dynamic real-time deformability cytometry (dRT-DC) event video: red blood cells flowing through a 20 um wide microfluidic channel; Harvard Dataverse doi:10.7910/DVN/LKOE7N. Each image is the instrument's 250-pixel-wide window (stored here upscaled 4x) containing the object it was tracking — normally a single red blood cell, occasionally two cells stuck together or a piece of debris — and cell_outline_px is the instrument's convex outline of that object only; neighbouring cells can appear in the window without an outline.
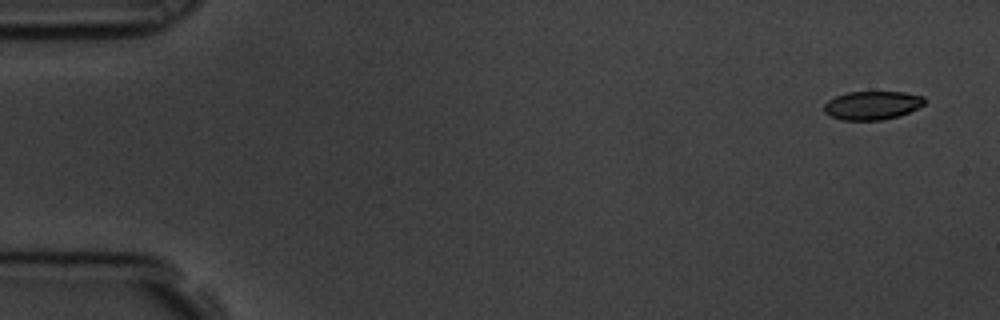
{"species": "common noctule bat (a hibernating species)", "species_latin": "Nyctalus noctula", "temperature_condition": "room temperature", "stored_images_in_passage": 6, "camera_frame_rate_fps": 3000, "um_per_image_px": 0.085, "animal": {"sex": "male", "body_mass_g": 19.5, "forearm_length_mm": 54.6}, "frame": {"image": 1, "passage_image": 1, "time_ms": 0.0, "image_size_px": [1000, 320], "cell_outline_px": [[924, 104], [900, 116], [880, 120], [840, 120], [824, 112], [824, 104], [828, 100], [836, 96], [848, 92], [904, 92], [924, 96]], "centroid_in_image_um": [74.12, 8.95], "position_along_channel_um": 10.9, "area_um2": 16.65}}